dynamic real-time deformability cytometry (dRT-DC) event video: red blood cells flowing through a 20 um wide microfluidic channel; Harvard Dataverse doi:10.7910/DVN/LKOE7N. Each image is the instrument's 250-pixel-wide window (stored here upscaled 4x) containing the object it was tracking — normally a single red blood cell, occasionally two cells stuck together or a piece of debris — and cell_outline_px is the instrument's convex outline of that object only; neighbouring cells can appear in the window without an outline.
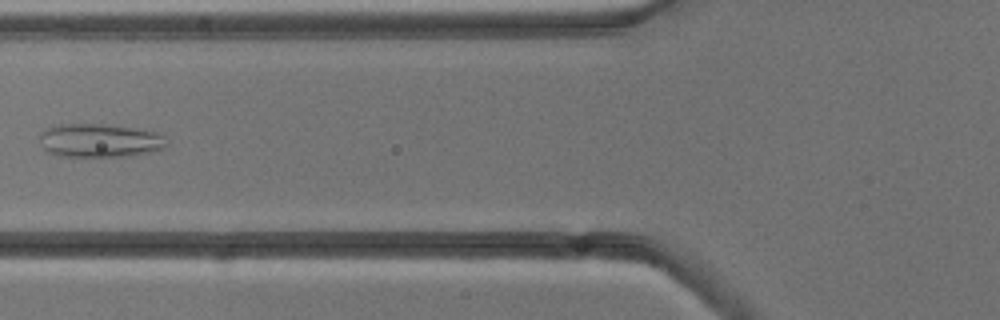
{"species": "common noctule bat (a hibernating species)", "species_latin": "Nyctalus noctula", "temperature_condition": "cold", "stored_images_in_passage": 6, "camera_frame_rate_fps": 3000, "um_per_image_px": 0.085, "animal": {"sex": "male", "body_mass_g": 13.3}, "frame": {"image": 1, "passage_image": 5, "time_ms": 5.667, "image_size_px": [1000, 320], "cell_outline_px": [[168, 144], [164, 148], [152, 152], [124, 156], [56, 156], [48, 152], [44, 148], [40, 136], [40, 132], [44, 128], [60, 124], [104, 124], [144, 128], [156, 132], [164, 136]], "centroid_in_image_um": [8.51, 11.93], "position_along_channel_um": 117.3, "area_um2": 25.14}}